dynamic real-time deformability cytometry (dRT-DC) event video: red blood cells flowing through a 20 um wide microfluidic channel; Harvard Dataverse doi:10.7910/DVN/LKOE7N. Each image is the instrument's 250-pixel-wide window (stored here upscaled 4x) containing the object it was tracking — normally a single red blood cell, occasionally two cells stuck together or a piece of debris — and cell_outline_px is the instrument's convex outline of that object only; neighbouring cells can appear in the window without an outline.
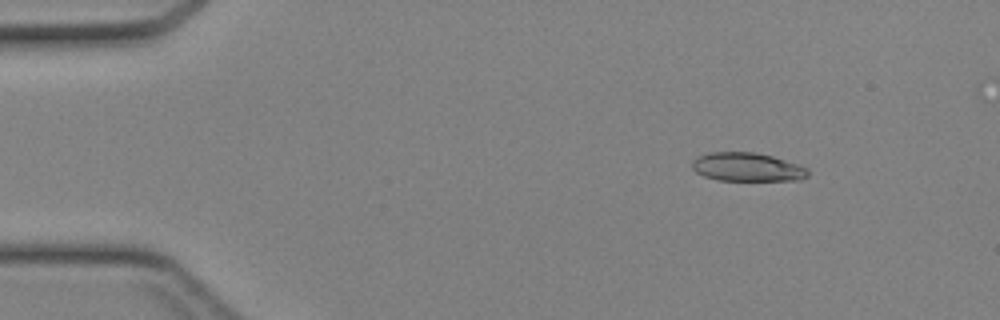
{"species": "Egyptian fruit bat (a non-hibernating species)", "species_latin": "Rousettus aegyptiacus", "temperature_condition": "cold", "stored_images_in_passage": 45, "camera_frame_rate_fps": 3000, "um_per_image_px": 0.085, "animal": {"sex": "female"}, "frame": {"image": 1, "passage_image": 6, "time_ms": 1.667, "image_size_px": [1000, 320], "cell_outline_px": [[808, 176], [800, 180], [716, 180], [704, 176], [696, 172], [692, 168], [692, 160], [696, 156], [708, 152], [756, 152], [772, 156], [808, 168]], "centroid_in_image_um": [63.47, 14.19], "position_along_channel_um": 21.5, "area_um2": 19.36}}
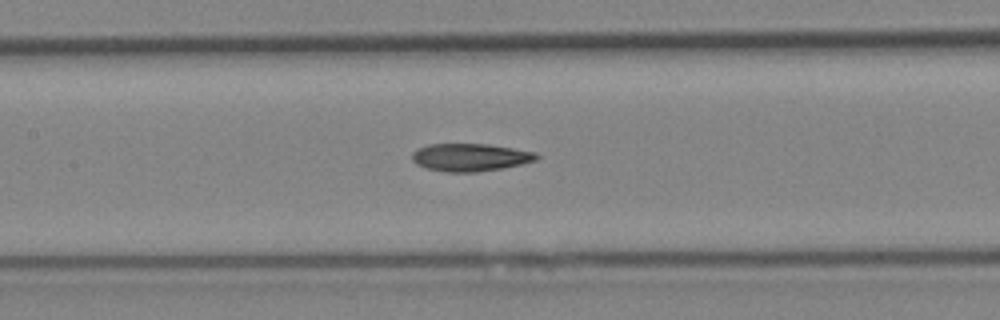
{"frame": {"image": 2, "passage_image": 21, "time_ms": 6.667, "image_size_px": [1000, 320], "cell_outline_px": [[540, 156], [536, 160], [504, 168], [476, 172], [444, 172], [424, 168], [416, 164], [412, 160], [412, 152], [416, 148], [428, 144], [488, 144], [536, 152]], "centroid_in_image_um": [39.93, 13.37], "position_along_channel_um": 167.5, "area_um2": 20.29}}
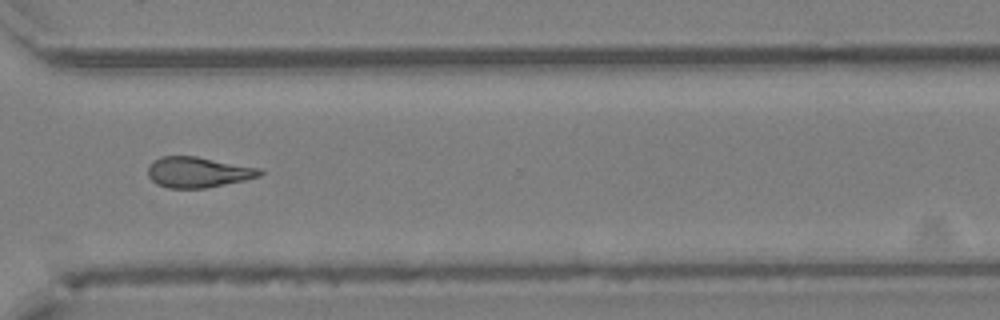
{"frame": {"image": 3, "passage_image": 33, "time_ms": 10.667, "image_size_px": [1000, 320], "cell_outline_px": [[264, 172], [260, 176], [244, 180], [204, 188], [168, 188], [156, 184], [148, 176], [148, 164], [152, 160], [160, 156], [196, 156], [260, 168]], "centroid_in_image_um": [16.79, 14.63], "position_along_channel_um": 353.8, "area_um2": 20.0}}